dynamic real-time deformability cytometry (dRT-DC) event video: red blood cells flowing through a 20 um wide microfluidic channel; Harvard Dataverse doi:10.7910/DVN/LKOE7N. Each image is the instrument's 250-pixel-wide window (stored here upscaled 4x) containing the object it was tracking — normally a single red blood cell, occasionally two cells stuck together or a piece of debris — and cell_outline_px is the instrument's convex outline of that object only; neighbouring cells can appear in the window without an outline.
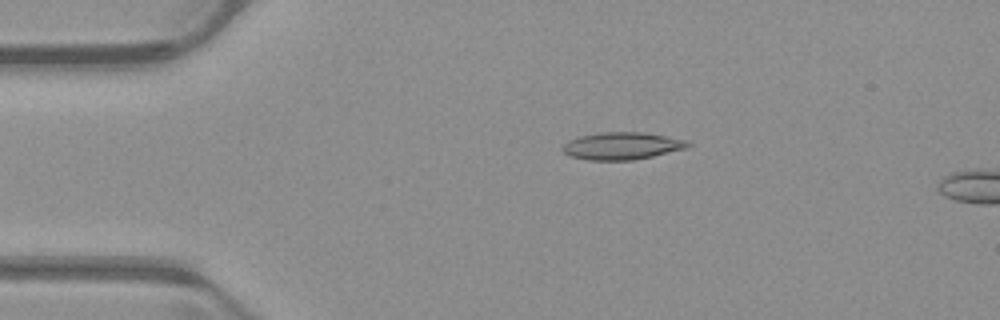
{"species": "common noctule bat (a hibernating species)", "species_latin": "Nyctalus noctula", "temperature_condition": "warm", "stored_images_in_passage": 13, "camera_frame_rate_fps": 3000, "um_per_image_px": 0.085, "animal": {"sex": "male", "body_mass_g": 23.1, "forearm_length_mm": 52.7}, "frame": {"image": 1, "passage_image": 10, "time_ms": 3.0, "image_size_px": [1000, 320], "cell_outline_px": [[692, 144], [688, 148], [652, 156], [632, 160], [588, 160], [568, 156], [560, 148], [568, 140], [580, 136], [600, 132], [644, 132], [688, 140]], "centroid_in_image_um": [52.86, 12.4], "position_along_channel_um": 32.1, "area_um2": 20.11}}